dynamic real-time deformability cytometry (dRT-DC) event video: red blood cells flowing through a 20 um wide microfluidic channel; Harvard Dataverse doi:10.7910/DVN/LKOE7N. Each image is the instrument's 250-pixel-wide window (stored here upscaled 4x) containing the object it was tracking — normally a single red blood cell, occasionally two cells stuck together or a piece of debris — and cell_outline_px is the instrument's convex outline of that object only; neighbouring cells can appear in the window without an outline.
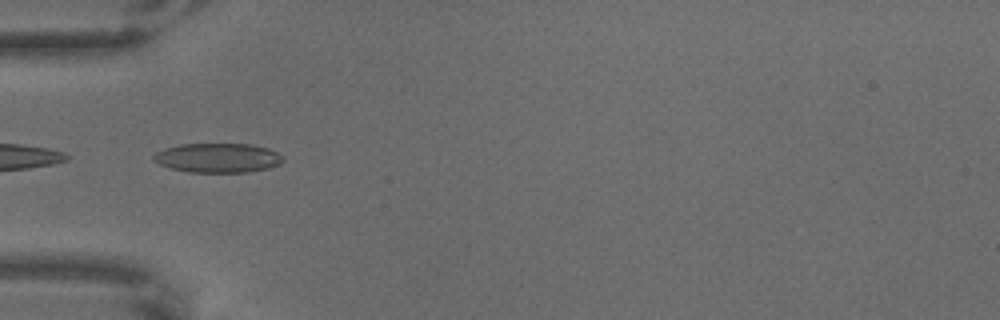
{"species": "common noctule bat (a hibernating species)", "species_latin": "Nyctalus noctula", "temperature_condition": "warm", "stored_images_in_passage": 44, "camera_frame_rate_fps": 3000, "um_per_image_px": 0.085, "animal": {"sex": "male", "body_mass_g": 18.8}, "frame": {"image": 1, "passage_image": 1, "time_ms": 0.0, "image_size_px": [1000, 320], "cell_outline_px": [[284, 160], [280, 164], [268, 168], [244, 172], [188, 172], [172, 168], [160, 164], [152, 160], [152, 156], [156, 152], [164, 148], [180, 144], [252, 144], [268, 148], [284, 156]], "centroid_in_image_um": [18.51, 13.41], "position_along_channel_um": 66.5, "area_um2": 22.2}}